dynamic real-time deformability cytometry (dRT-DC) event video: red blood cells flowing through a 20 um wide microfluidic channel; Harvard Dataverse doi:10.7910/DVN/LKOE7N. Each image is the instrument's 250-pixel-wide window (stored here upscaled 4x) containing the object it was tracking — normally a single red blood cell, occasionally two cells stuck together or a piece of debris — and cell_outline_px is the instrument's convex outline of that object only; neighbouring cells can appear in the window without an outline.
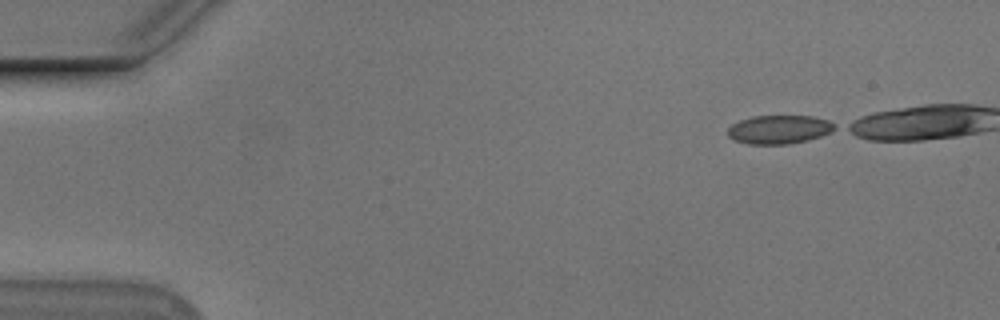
{"species": "Egyptian fruit bat (a non-hibernating species)", "species_latin": "Rousettus aegyptiacus", "temperature_condition": "cold", "stored_images_in_passage": 40, "camera_frame_rate_fps": 3000, "um_per_image_px": 0.085, "animal": {"sex": "male"}, "frame": {"image": 1, "passage_image": 1, "time_ms": 0.0, "image_size_px": [1000, 320], "cell_outline_px": [[836, 128], [820, 136], [808, 140], [788, 144], [748, 144], [732, 140], [728, 136], [728, 128], [732, 124], [740, 120], [752, 116], [812, 116], [828, 120], [836, 124]], "centroid_in_image_um": [66.2, 11.0], "position_along_channel_um": 18.8, "area_um2": 17.86}}
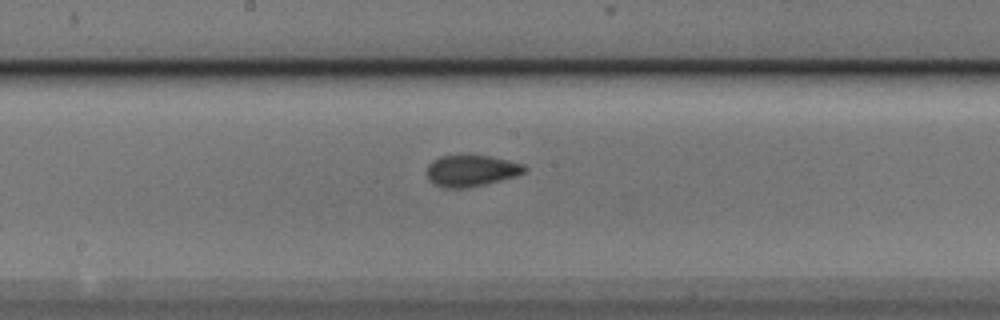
{"frame": {"image": 2, "passage_image": 24, "time_ms": 7.667, "image_size_px": [1000, 320], "cell_outline_px": [[528, 168], [524, 172], [516, 176], [468, 188], [440, 188], [428, 180], [428, 164], [432, 160], [440, 156], [492, 156], [524, 164]], "centroid_in_image_um": [40.05, 14.52], "position_along_channel_um": 208.2, "area_um2": 17.86}}
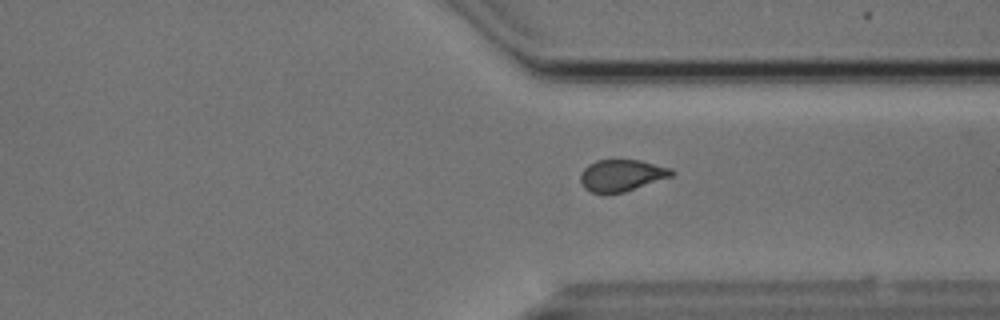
{"frame": {"image": 3, "passage_image": 36, "time_ms": 11.667, "image_size_px": [1000, 320], "cell_outline_px": [[676, 172], [672, 176], [624, 192], [592, 192], [584, 188], [580, 180], [580, 176], [584, 168], [588, 164], [596, 160], [640, 160], [672, 168]], "centroid_in_image_um": [52.86, 14.88], "position_along_channel_um": 358.5, "area_um2": 16.7}}